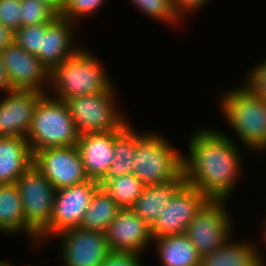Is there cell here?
I'll use <instances>...</instances> for the list:
<instances>
[{
	"label": "cell",
	"instance_id": "25",
	"mask_svg": "<svg viewBox=\"0 0 266 266\" xmlns=\"http://www.w3.org/2000/svg\"><path fill=\"white\" fill-rule=\"evenodd\" d=\"M100 187L122 208H131L143 192L144 184L133 173L102 179Z\"/></svg>",
	"mask_w": 266,
	"mask_h": 266
},
{
	"label": "cell",
	"instance_id": "18",
	"mask_svg": "<svg viewBox=\"0 0 266 266\" xmlns=\"http://www.w3.org/2000/svg\"><path fill=\"white\" fill-rule=\"evenodd\" d=\"M0 233L7 236L24 233L32 247L38 245V233L26 222L16 184H0Z\"/></svg>",
	"mask_w": 266,
	"mask_h": 266
},
{
	"label": "cell",
	"instance_id": "22",
	"mask_svg": "<svg viewBox=\"0 0 266 266\" xmlns=\"http://www.w3.org/2000/svg\"><path fill=\"white\" fill-rule=\"evenodd\" d=\"M185 182L184 173L173 182L144 186L143 192L131 209L149 226L157 219L176 190Z\"/></svg>",
	"mask_w": 266,
	"mask_h": 266
},
{
	"label": "cell",
	"instance_id": "10",
	"mask_svg": "<svg viewBox=\"0 0 266 266\" xmlns=\"http://www.w3.org/2000/svg\"><path fill=\"white\" fill-rule=\"evenodd\" d=\"M15 184L21 196L26 222L39 234L50 223L56 189L35 165Z\"/></svg>",
	"mask_w": 266,
	"mask_h": 266
},
{
	"label": "cell",
	"instance_id": "37",
	"mask_svg": "<svg viewBox=\"0 0 266 266\" xmlns=\"http://www.w3.org/2000/svg\"><path fill=\"white\" fill-rule=\"evenodd\" d=\"M263 222L261 224V228H262V234H260L262 237L261 239H263L262 241H264V244L266 245V217H263ZM263 225V226H262Z\"/></svg>",
	"mask_w": 266,
	"mask_h": 266
},
{
	"label": "cell",
	"instance_id": "29",
	"mask_svg": "<svg viewBox=\"0 0 266 266\" xmlns=\"http://www.w3.org/2000/svg\"><path fill=\"white\" fill-rule=\"evenodd\" d=\"M107 0H66V5L60 17L78 24L81 19L94 15ZM79 20V21H78Z\"/></svg>",
	"mask_w": 266,
	"mask_h": 266
},
{
	"label": "cell",
	"instance_id": "13",
	"mask_svg": "<svg viewBox=\"0 0 266 266\" xmlns=\"http://www.w3.org/2000/svg\"><path fill=\"white\" fill-rule=\"evenodd\" d=\"M11 90L35 91L47 94L49 71L35 55L15 42L0 52Z\"/></svg>",
	"mask_w": 266,
	"mask_h": 266
},
{
	"label": "cell",
	"instance_id": "21",
	"mask_svg": "<svg viewBox=\"0 0 266 266\" xmlns=\"http://www.w3.org/2000/svg\"><path fill=\"white\" fill-rule=\"evenodd\" d=\"M162 266H200L201 257L185 233L153 239Z\"/></svg>",
	"mask_w": 266,
	"mask_h": 266
},
{
	"label": "cell",
	"instance_id": "23",
	"mask_svg": "<svg viewBox=\"0 0 266 266\" xmlns=\"http://www.w3.org/2000/svg\"><path fill=\"white\" fill-rule=\"evenodd\" d=\"M129 119L115 131L114 159L103 179L133 173L137 135L140 132L135 131Z\"/></svg>",
	"mask_w": 266,
	"mask_h": 266
},
{
	"label": "cell",
	"instance_id": "8",
	"mask_svg": "<svg viewBox=\"0 0 266 266\" xmlns=\"http://www.w3.org/2000/svg\"><path fill=\"white\" fill-rule=\"evenodd\" d=\"M100 183L89 179L86 182L56 190L50 223L38 234V246L51 241L63 230L79 227Z\"/></svg>",
	"mask_w": 266,
	"mask_h": 266
},
{
	"label": "cell",
	"instance_id": "35",
	"mask_svg": "<svg viewBox=\"0 0 266 266\" xmlns=\"http://www.w3.org/2000/svg\"><path fill=\"white\" fill-rule=\"evenodd\" d=\"M9 91H11L9 78L0 56V92L5 94Z\"/></svg>",
	"mask_w": 266,
	"mask_h": 266
},
{
	"label": "cell",
	"instance_id": "1",
	"mask_svg": "<svg viewBox=\"0 0 266 266\" xmlns=\"http://www.w3.org/2000/svg\"><path fill=\"white\" fill-rule=\"evenodd\" d=\"M187 141L189 152L183 154L185 182L209 199L230 201L243 171L241 147L211 127L198 128Z\"/></svg>",
	"mask_w": 266,
	"mask_h": 266
},
{
	"label": "cell",
	"instance_id": "38",
	"mask_svg": "<svg viewBox=\"0 0 266 266\" xmlns=\"http://www.w3.org/2000/svg\"><path fill=\"white\" fill-rule=\"evenodd\" d=\"M0 266H14L9 260L0 261Z\"/></svg>",
	"mask_w": 266,
	"mask_h": 266
},
{
	"label": "cell",
	"instance_id": "9",
	"mask_svg": "<svg viewBox=\"0 0 266 266\" xmlns=\"http://www.w3.org/2000/svg\"><path fill=\"white\" fill-rule=\"evenodd\" d=\"M208 200L204 193L184 182L150 226L152 238L185 233L195 215Z\"/></svg>",
	"mask_w": 266,
	"mask_h": 266
},
{
	"label": "cell",
	"instance_id": "27",
	"mask_svg": "<svg viewBox=\"0 0 266 266\" xmlns=\"http://www.w3.org/2000/svg\"><path fill=\"white\" fill-rule=\"evenodd\" d=\"M59 15L41 0H21V27L52 23Z\"/></svg>",
	"mask_w": 266,
	"mask_h": 266
},
{
	"label": "cell",
	"instance_id": "30",
	"mask_svg": "<svg viewBox=\"0 0 266 266\" xmlns=\"http://www.w3.org/2000/svg\"><path fill=\"white\" fill-rule=\"evenodd\" d=\"M256 64L248 69L241 82L253 95L266 101V58Z\"/></svg>",
	"mask_w": 266,
	"mask_h": 266
},
{
	"label": "cell",
	"instance_id": "20",
	"mask_svg": "<svg viewBox=\"0 0 266 266\" xmlns=\"http://www.w3.org/2000/svg\"><path fill=\"white\" fill-rule=\"evenodd\" d=\"M230 237L214 252L201 258L200 266H259L263 252L255 242ZM262 252V253H261Z\"/></svg>",
	"mask_w": 266,
	"mask_h": 266
},
{
	"label": "cell",
	"instance_id": "3",
	"mask_svg": "<svg viewBox=\"0 0 266 266\" xmlns=\"http://www.w3.org/2000/svg\"><path fill=\"white\" fill-rule=\"evenodd\" d=\"M217 98L226 123L250 153L266 151V101L253 95L241 82Z\"/></svg>",
	"mask_w": 266,
	"mask_h": 266
},
{
	"label": "cell",
	"instance_id": "11",
	"mask_svg": "<svg viewBox=\"0 0 266 266\" xmlns=\"http://www.w3.org/2000/svg\"><path fill=\"white\" fill-rule=\"evenodd\" d=\"M60 242L61 266H102L111 251L105 233L79 227L63 230Z\"/></svg>",
	"mask_w": 266,
	"mask_h": 266
},
{
	"label": "cell",
	"instance_id": "31",
	"mask_svg": "<svg viewBox=\"0 0 266 266\" xmlns=\"http://www.w3.org/2000/svg\"><path fill=\"white\" fill-rule=\"evenodd\" d=\"M21 0H0V24L14 32L21 27Z\"/></svg>",
	"mask_w": 266,
	"mask_h": 266
},
{
	"label": "cell",
	"instance_id": "16",
	"mask_svg": "<svg viewBox=\"0 0 266 266\" xmlns=\"http://www.w3.org/2000/svg\"><path fill=\"white\" fill-rule=\"evenodd\" d=\"M115 131L80 135L76 147L89 179L100 182L106 176L114 159Z\"/></svg>",
	"mask_w": 266,
	"mask_h": 266
},
{
	"label": "cell",
	"instance_id": "26",
	"mask_svg": "<svg viewBox=\"0 0 266 266\" xmlns=\"http://www.w3.org/2000/svg\"><path fill=\"white\" fill-rule=\"evenodd\" d=\"M143 15L165 25L180 26L184 20L175 10L173 0H129Z\"/></svg>",
	"mask_w": 266,
	"mask_h": 266
},
{
	"label": "cell",
	"instance_id": "7",
	"mask_svg": "<svg viewBox=\"0 0 266 266\" xmlns=\"http://www.w3.org/2000/svg\"><path fill=\"white\" fill-rule=\"evenodd\" d=\"M227 203L228 200L209 199L185 231L201 258L233 237L231 231L234 227Z\"/></svg>",
	"mask_w": 266,
	"mask_h": 266
},
{
	"label": "cell",
	"instance_id": "34",
	"mask_svg": "<svg viewBox=\"0 0 266 266\" xmlns=\"http://www.w3.org/2000/svg\"><path fill=\"white\" fill-rule=\"evenodd\" d=\"M15 32L0 24V52L14 43Z\"/></svg>",
	"mask_w": 266,
	"mask_h": 266
},
{
	"label": "cell",
	"instance_id": "5",
	"mask_svg": "<svg viewBox=\"0 0 266 266\" xmlns=\"http://www.w3.org/2000/svg\"><path fill=\"white\" fill-rule=\"evenodd\" d=\"M79 138L66 102L45 94L36 105L26 135L32 154L50 147L76 146Z\"/></svg>",
	"mask_w": 266,
	"mask_h": 266
},
{
	"label": "cell",
	"instance_id": "12",
	"mask_svg": "<svg viewBox=\"0 0 266 266\" xmlns=\"http://www.w3.org/2000/svg\"><path fill=\"white\" fill-rule=\"evenodd\" d=\"M33 165L56 190L89 180L76 146L50 147L34 154Z\"/></svg>",
	"mask_w": 266,
	"mask_h": 266
},
{
	"label": "cell",
	"instance_id": "28",
	"mask_svg": "<svg viewBox=\"0 0 266 266\" xmlns=\"http://www.w3.org/2000/svg\"><path fill=\"white\" fill-rule=\"evenodd\" d=\"M50 24L42 23L20 27L15 31L14 42L29 54L36 56L42 49L43 33Z\"/></svg>",
	"mask_w": 266,
	"mask_h": 266
},
{
	"label": "cell",
	"instance_id": "36",
	"mask_svg": "<svg viewBox=\"0 0 266 266\" xmlns=\"http://www.w3.org/2000/svg\"><path fill=\"white\" fill-rule=\"evenodd\" d=\"M53 9L59 16L62 14L66 5V0H41Z\"/></svg>",
	"mask_w": 266,
	"mask_h": 266
},
{
	"label": "cell",
	"instance_id": "17",
	"mask_svg": "<svg viewBox=\"0 0 266 266\" xmlns=\"http://www.w3.org/2000/svg\"><path fill=\"white\" fill-rule=\"evenodd\" d=\"M77 25L58 16L43 33L42 49L36 56L49 72L81 48L74 44L77 37L74 31Z\"/></svg>",
	"mask_w": 266,
	"mask_h": 266
},
{
	"label": "cell",
	"instance_id": "32",
	"mask_svg": "<svg viewBox=\"0 0 266 266\" xmlns=\"http://www.w3.org/2000/svg\"><path fill=\"white\" fill-rule=\"evenodd\" d=\"M143 255L133 252L110 251L102 266H144Z\"/></svg>",
	"mask_w": 266,
	"mask_h": 266
},
{
	"label": "cell",
	"instance_id": "39",
	"mask_svg": "<svg viewBox=\"0 0 266 266\" xmlns=\"http://www.w3.org/2000/svg\"><path fill=\"white\" fill-rule=\"evenodd\" d=\"M265 257L263 256L262 257V261H261V263H260V265L259 266H265L266 265V260L264 259Z\"/></svg>",
	"mask_w": 266,
	"mask_h": 266
},
{
	"label": "cell",
	"instance_id": "15",
	"mask_svg": "<svg viewBox=\"0 0 266 266\" xmlns=\"http://www.w3.org/2000/svg\"><path fill=\"white\" fill-rule=\"evenodd\" d=\"M44 93L11 90L0 99V137H24Z\"/></svg>",
	"mask_w": 266,
	"mask_h": 266
},
{
	"label": "cell",
	"instance_id": "19",
	"mask_svg": "<svg viewBox=\"0 0 266 266\" xmlns=\"http://www.w3.org/2000/svg\"><path fill=\"white\" fill-rule=\"evenodd\" d=\"M34 155L24 137H0V184H15L33 165Z\"/></svg>",
	"mask_w": 266,
	"mask_h": 266
},
{
	"label": "cell",
	"instance_id": "14",
	"mask_svg": "<svg viewBox=\"0 0 266 266\" xmlns=\"http://www.w3.org/2000/svg\"><path fill=\"white\" fill-rule=\"evenodd\" d=\"M105 237L111 251L133 252L138 255L153 244L150 226L131 208L121 209L108 225Z\"/></svg>",
	"mask_w": 266,
	"mask_h": 266
},
{
	"label": "cell",
	"instance_id": "4",
	"mask_svg": "<svg viewBox=\"0 0 266 266\" xmlns=\"http://www.w3.org/2000/svg\"><path fill=\"white\" fill-rule=\"evenodd\" d=\"M157 132H140L133 165V174L145 186L173 182L183 174V154Z\"/></svg>",
	"mask_w": 266,
	"mask_h": 266
},
{
	"label": "cell",
	"instance_id": "6",
	"mask_svg": "<svg viewBox=\"0 0 266 266\" xmlns=\"http://www.w3.org/2000/svg\"><path fill=\"white\" fill-rule=\"evenodd\" d=\"M116 94L114 86L108 91L65 100L80 135L118 130L128 120L118 109Z\"/></svg>",
	"mask_w": 266,
	"mask_h": 266
},
{
	"label": "cell",
	"instance_id": "24",
	"mask_svg": "<svg viewBox=\"0 0 266 266\" xmlns=\"http://www.w3.org/2000/svg\"><path fill=\"white\" fill-rule=\"evenodd\" d=\"M122 208L100 187L85 211L79 228L105 233Z\"/></svg>",
	"mask_w": 266,
	"mask_h": 266
},
{
	"label": "cell",
	"instance_id": "2",
	"mask_svg": "<svg viewBox=\"0 0 266 266\" xmlns=\"http://www.w3.org/2000/svg\"><path fill=\"white\" fill-rule=\"evenodd\" d=\"M102 64L94 52L81 47L50 71L47 94L65 101L111 90L115 85L114 81H111L107 69Z\"/></svg>",
	"mask_w": 266,
	"mask_h": 266
},
{
	"label": "cell",
	"instance_id": "33",
	"mask_svg": "<svg viewBox=\"0 0 266 266\" xmlns=\"http://www.w3.org/2000/svg\"><path fill=\"white\" fill-rule=\"evenodd\" d=\"M175 5V10L179 14V16L185 20L189 14L192 12L199 11V9H203L210 0H173ZM188 14V15H187Z\"/></svg>",
	"mask_w": 266,
	"mask_h": 266
}]
</instances>
